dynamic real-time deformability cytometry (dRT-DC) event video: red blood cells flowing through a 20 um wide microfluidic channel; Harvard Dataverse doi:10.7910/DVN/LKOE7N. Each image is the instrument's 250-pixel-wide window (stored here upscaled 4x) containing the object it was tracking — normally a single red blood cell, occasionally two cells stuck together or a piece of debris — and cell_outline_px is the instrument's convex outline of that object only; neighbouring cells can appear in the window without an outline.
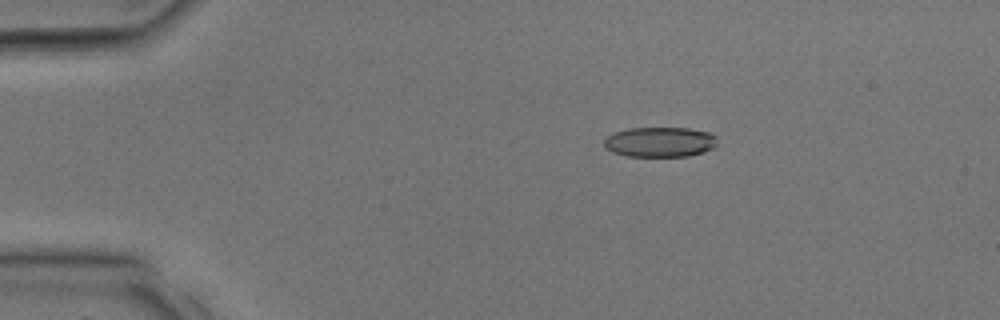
{"species": "common noctule bat (a hibernating species)", "species_latin": "Nyctalus noctula", "temperature_condition": "room temperature", "stored_images_in_passage": 35, "camera_frame_rate_fps": 3000, "um_per_image_px": 0.085, "animal": {"sex": "male", "body_mass_g": 17.9, "forearm_length_mm": 54.2}, "frame": {"image": 1, "passage_image": 7, "time_ms": 2.0, "image_size_px": [1000, 320], "cell_outline_px": [[720, 144], [704, 152], [688, 156], [628, 156], [612, 152], [604, 148], [604, 140], [612, 132], [628, 128], [688, 128], [712, 132], [716, 136]], "centroid_in_image_um": [56.13, 12.06], "position_along_channel_um": 28.9, "area_um2": 20.17}}
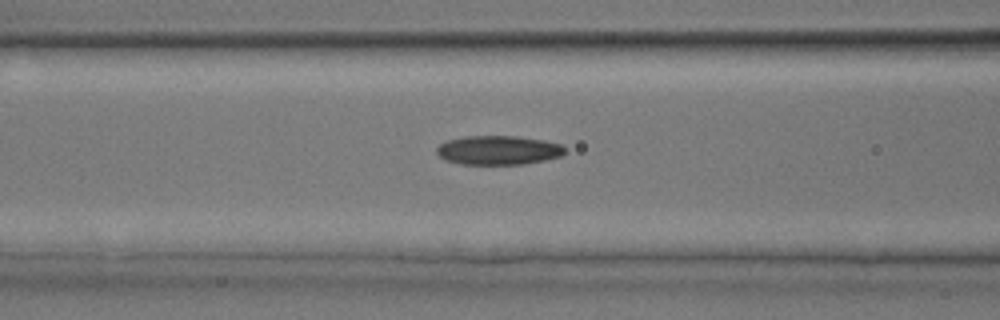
{"frame": {"image": 2, "passage_image": 15, "time_ms": 4.667, "image_size_px": [1000, 320], "cell_outline_px": [[564, 152], [560, 156], [544, 160], [524, 164], [460, 164], [444, 160], [436, 152], [436, 148], [440, 144], [448, 140], [468, 136], [516, 136], [544, 140], [564, 144]], "centroid_in_image_um": [42.36, 12.76], "position_along_channel_um": 124.2, "area_um2": 21.73}}
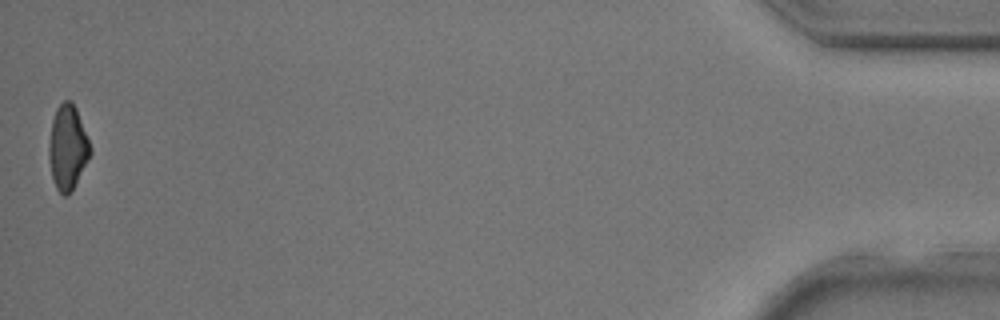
{"frame": {"image": 3, "passage_image": 35, "time_ms": 11.333, "image_size_px": [1000, 320], "cell_outline_px": [[92, 152], [88, 160], [68, 196], [64, 196], [56, 188], [52, 176], [48, 160], [48, 144], [52, 120], [56, 108], [64, 100], [72, 100], [76, 108], [92, 148]], "centroid_in_image_um": [5.74, 12.51], "position_along_channel_um": 429.5, "area_um2": 20.4}}